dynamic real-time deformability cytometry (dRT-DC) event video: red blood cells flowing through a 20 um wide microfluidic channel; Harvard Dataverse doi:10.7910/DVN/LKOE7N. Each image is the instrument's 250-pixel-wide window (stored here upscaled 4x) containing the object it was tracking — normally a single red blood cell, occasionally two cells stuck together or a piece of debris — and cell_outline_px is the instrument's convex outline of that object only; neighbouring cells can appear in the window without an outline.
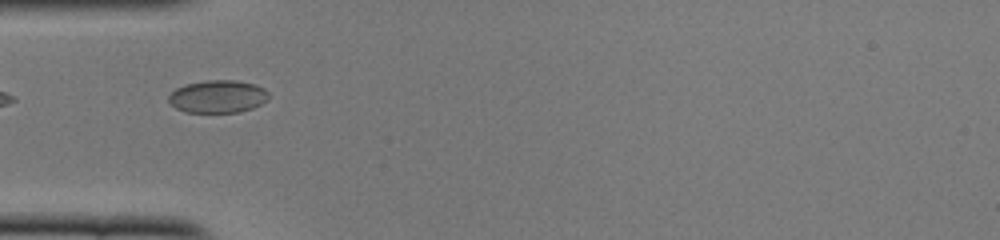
{"species": "common noctule bat (a hibernating species)", "species_latin": "Nyctalus noctula", "temperature_condition": "cold", "stored_images_in_passage": 36, "camera_frame_rate_fps": 3000, "um_per_image_px": 0.085, "animal": {"sex": "female", "body_mass_g": 22.0, "forearm_length_mm": 56.7}, "frame": {"image": 1, "passage_image": 1, "time_ms": 0.0, "image_size_px": [1000, 240], "cell_outline_px": [[268, 96], [260, 104], [252, 108], [240, 112], [184, 112], [176, 108], [168, 100], [168, 96], [176, 88], [184, 84], [208, 80], [236, 80], [256, 84], [264, 88], [268, 92]], "centroid_in_image_um": [18.5, 8.19], "position_along_channel_um": 66.5, "area_um2": 19.02}}
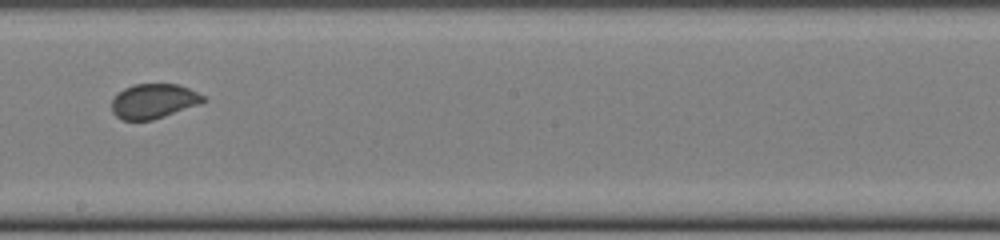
{"frame": {"image": 2, "passage_image": 14, "time_ms": 4.333, "image_size_px": [1000, 240], "cell_outline_px": [[208, 100], [200, 104], [152, 120], [120, 120], [112, 112], [112, 100], [116, 92], [132, 84], [176, 84], [188, 88], [204, 96]], "centroid_in_image_um": [13.03, 8.59], "position_along_channel_um": 235.2, "area_um2": 18.61}}
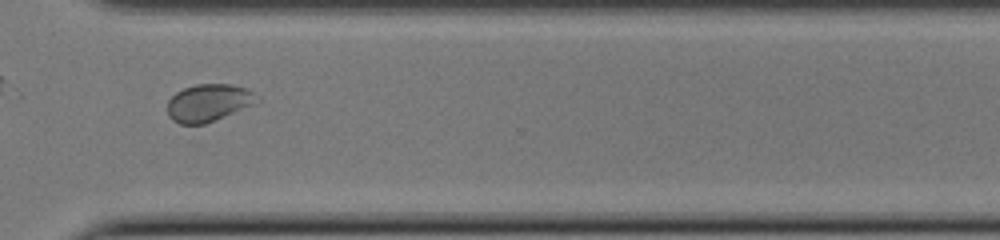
{"frame": {"image": 3, "passage_image": 23, "time_ms": 7.333, "image_size_px": [1000, 240], "cell_outline_px": [[260, 100], [252, 104], [204, 124], [180, 124], [172, 120], [168, 116], [168, 100], [176, 92], [184, 88], [196, 84], [232, 84], [248, 88]], "centroid_in_image_um": [17.69, 8.72], "position_along_channel_um": 352.9, "area_um2": 19.25}, "authors_computed_cell_mechanics": {"area_um2": 18.8428, "velocity_mm_per_s": 3.9021, "shape_relaxation_time_tau1_ms": 10.7583, "shape_relaxation_time_tau2_ms": null, "deformation_change_tau1": 0.1292, "deformation_change_tau2": null}}